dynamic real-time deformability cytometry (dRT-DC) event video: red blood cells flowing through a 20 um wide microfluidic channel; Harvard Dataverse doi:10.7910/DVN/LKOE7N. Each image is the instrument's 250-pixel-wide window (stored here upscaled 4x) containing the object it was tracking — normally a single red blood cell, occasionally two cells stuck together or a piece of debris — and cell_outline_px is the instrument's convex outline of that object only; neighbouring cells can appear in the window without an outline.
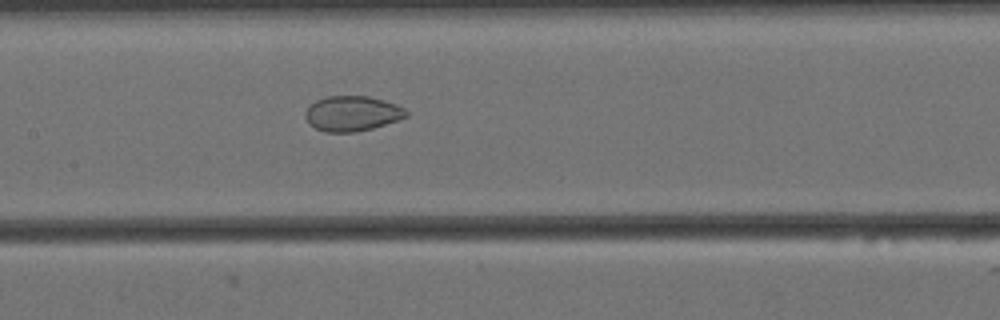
{"species": "Egyptian fruit bat (a non-hibernating species)", "species_latin": "Rousettus aegyptiacus", "temperature_condition": "cold", "stored_images_in_passage": 35, "camera_frame_rate_fps": 3000, "um_per_image_px": 0.085, "animal": {"sex": "female"}, "frame": {"image": 1, "passage_image": 14, "time_ms": 4.333, "image_size_px": [1000, 320], "cell_outline_px": [[408, 116], [372, 128], [356, 132], [324, 132], [308, 124], [304, 116], [304, 112], [316, 100], [324, 96], [368, 96], [384, 100], [396, 104], [404, 108], [408, 112]], "centroid_in_image_um": [29.9, 9.64], "position_along_channel_um": 177.5, "area_um2": 20.69}}
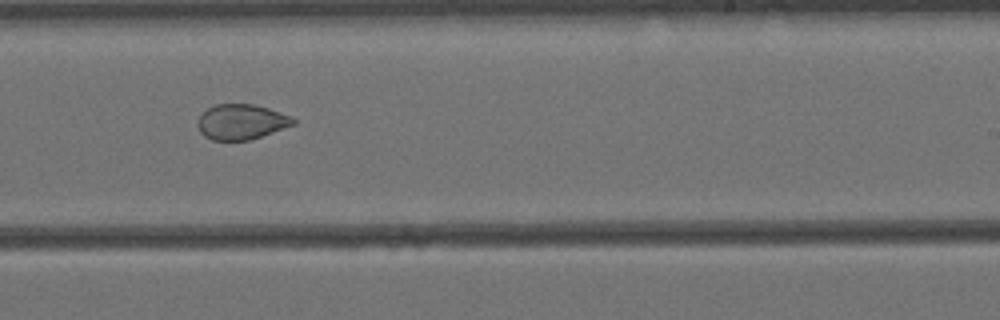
{"frame": {"image": 2, "passage_image": 22, "time_ms": 7.0, "image_size_px": [1000, 320], "cell_outline_px": [[296, 124], [252, 140], [212, 140], [204, 136], [200, 132], [196, 124], [200, 116], [208, 108], [216, 104], [252, 104], [268, 108], [292, 116], [296, 120]], "centroid_in_image_um": [20.53, 10.37], "position_along_channel_um": 268.5, "area_um2": 19.77}}
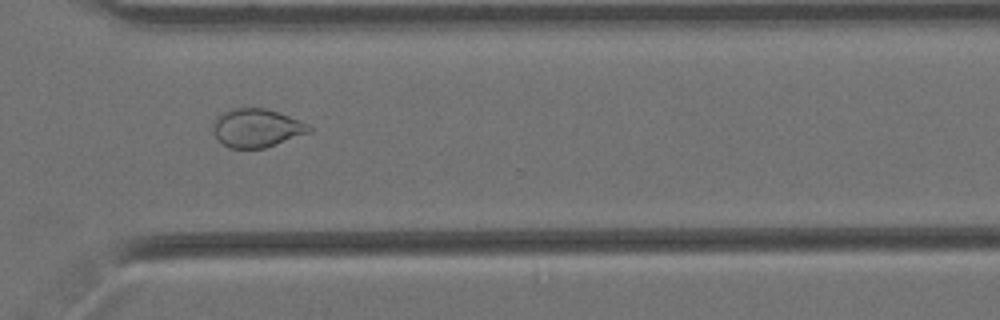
{"frame": {"image": 3, "passage_image": 29, "time_ms": 9.333, "image_size_px": [1000, 320], "cell_outline_px": [[312, 132], [264, 148], [228, 148], [216, 136], [216, 120], [224, 112], [232, 108], [264, 108], [288, 116], [308, 124], [312, 128]], "centroid_in_image_um": [21.88, 10.89], "position_along_channel_um": 348.7, "area_um2": 20.92}}